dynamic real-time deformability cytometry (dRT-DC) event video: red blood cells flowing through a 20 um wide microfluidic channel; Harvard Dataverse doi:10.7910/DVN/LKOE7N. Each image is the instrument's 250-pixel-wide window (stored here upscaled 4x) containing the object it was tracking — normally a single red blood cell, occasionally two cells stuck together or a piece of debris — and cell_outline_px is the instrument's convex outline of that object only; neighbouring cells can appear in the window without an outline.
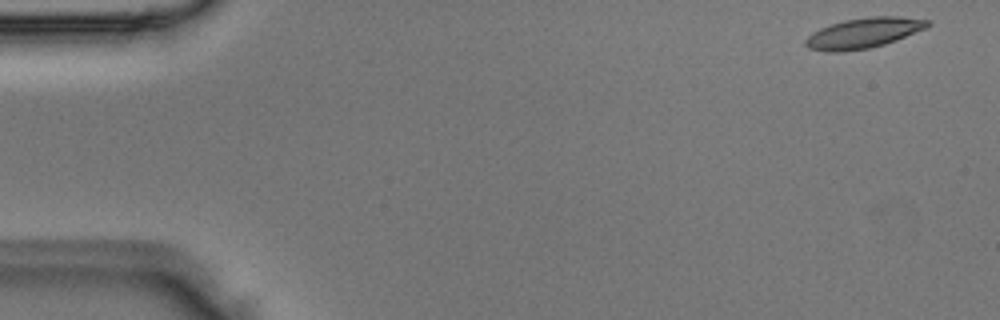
{"species": "Egyptian fruit bat (a non-hibernating species)", "species_latin": "Rousettus aegyptiacus", "temperature_condition": "room temperature", "stored_images_in_passage": 4, "camera_frame_rate_fps": 3000, "um_per_image_px": 0.085, "animal": {"sex": "male"}, "frame": {"image": 1, "passage_image": 1, "time_ms": 0.0, "image_size_px": [1000, 320], "cell_outline_px": [[932, 24], [928, 28], [896, 40], [884, 44], [868, 48], [840, 52], [824, 52], [808, 48], [804, 44], [804, 40], [812, 32], [820, 28], [844, 20], [872, 16], [900, 16], [928, 20]], "centroid_in_image_um": [73.4, 2.81], "position_along_channel_um": 11.6, "area_um2": 21.68}}
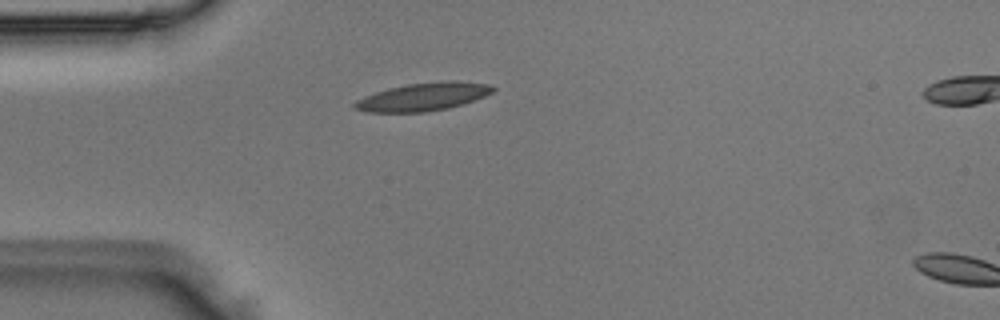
{"frame": {"image": 2, "passage_image": 3, "time_ms": 0.667, "image_size_px": [1000, 320], "cell_outline_px": [[496, 88], [492, 92], [484, 96], [464, 104], [448, 108], [424, 112], [364, 112], [352, 108], [352, 104], [356, 100], [364, 96], [388, 88], [408, 84], [452, 80], [488, 84]], "centroid_in_image_um": [35.93, 8.23], "position_along_channel_um": 49.1, "area_um2": 22.54}}